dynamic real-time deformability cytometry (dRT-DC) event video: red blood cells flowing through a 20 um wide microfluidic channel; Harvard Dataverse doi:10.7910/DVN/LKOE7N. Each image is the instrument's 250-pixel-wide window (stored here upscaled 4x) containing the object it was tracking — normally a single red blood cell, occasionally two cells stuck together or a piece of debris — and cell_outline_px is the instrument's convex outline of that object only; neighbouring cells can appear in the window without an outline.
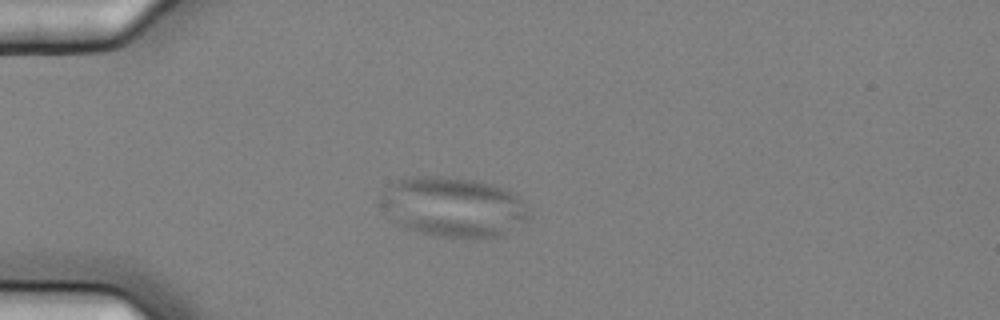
{"species": "common noctule bat (a hibernating species)", "species_latin": "Nyctalus noctula", "temperature_condition": "cold", "stored_images_in_passage": 7, "camera_frame_rate_fps": 3000, "um_per_image_px": 0.085, "animal": {"sex": "female", "body_mass_g": 25.1}, "frame": {"image": 1, "passage_image": 3, "time_ms": 0.667, "image_size_px": [1000, 320], "cell_outline_px": [[532, 216], [528, 220], [500, 236], [432, 236], [416, 232], [396, 224], [380, 204], [380, 192], [388, 184], [400, 180], [416, 176], [448, 176], [476, 180], [508, 188], [516, 192], [524, 200]], "centroid_in_image_um": [38.55, 17.56], "position_along_channel_um": 46.5, "area_um2": 52.31}}
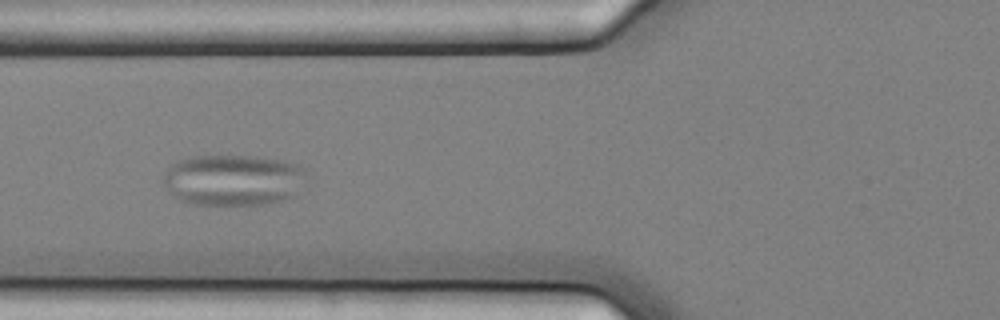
{"frame": {"image": 2, "passage_image": 5, "time_ms": 1.333, "image_size_px": [1000, 320], "cell_outline_px": [[304, 168], [296, 196], [284, 200], [268, 204], [196, 204], [180, 200], [164, 184], [164, 176], [168, 168], [176, 160], [192, 156], [248, 156], [284, 160], [296, 164]], "centroid_in_image_um": [19.81, 15.29], "position_along_channel_um": 106.0, "area_um2": 42.14}}